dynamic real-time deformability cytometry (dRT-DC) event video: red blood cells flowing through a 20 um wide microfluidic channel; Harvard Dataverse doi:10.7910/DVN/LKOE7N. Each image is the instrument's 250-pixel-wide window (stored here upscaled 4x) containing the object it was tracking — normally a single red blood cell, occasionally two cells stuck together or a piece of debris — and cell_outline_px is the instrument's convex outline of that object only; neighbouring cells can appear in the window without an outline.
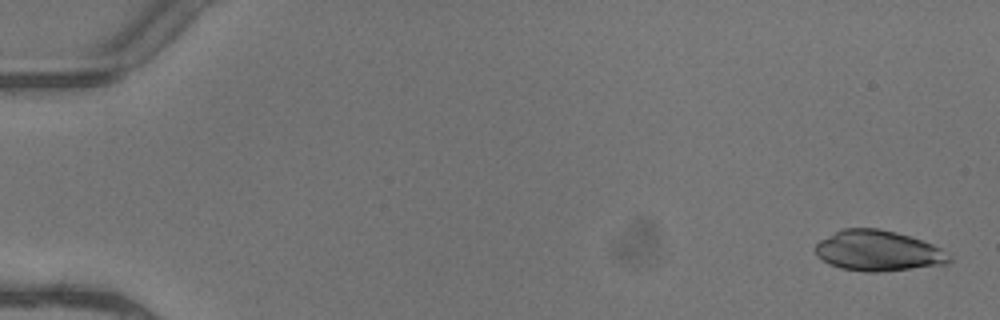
{"species": "common noctule bat (a hibernating species)", "species_latin": "Nyctalus noctula", "temperature_condition": "warm", "stored_images_in_passage": 5, "segment_of_instrument_passage": [1, 2], "camera_frame_rate_fps": 3000, "um_per_image_px": 0.085, "animal": {"sex": "female"}, "frame": {"image": 1, "passage_image": 1, "time_ms": 0.0, "image_size_px": [1000, 320], "cell_outline_px": [[952, 260], [948, 264], [880, 272], [868, 272], [840, 268], [816, 256], [816, 244], [820, 240], [844, 228], [880, 228], [896, 232], [932, 244], [940, 248], [952, 256]], "centroid_in_image_um": [74.67, 21.32], "position_along_channel_um": 10.3, "area_um2": 31.44}}